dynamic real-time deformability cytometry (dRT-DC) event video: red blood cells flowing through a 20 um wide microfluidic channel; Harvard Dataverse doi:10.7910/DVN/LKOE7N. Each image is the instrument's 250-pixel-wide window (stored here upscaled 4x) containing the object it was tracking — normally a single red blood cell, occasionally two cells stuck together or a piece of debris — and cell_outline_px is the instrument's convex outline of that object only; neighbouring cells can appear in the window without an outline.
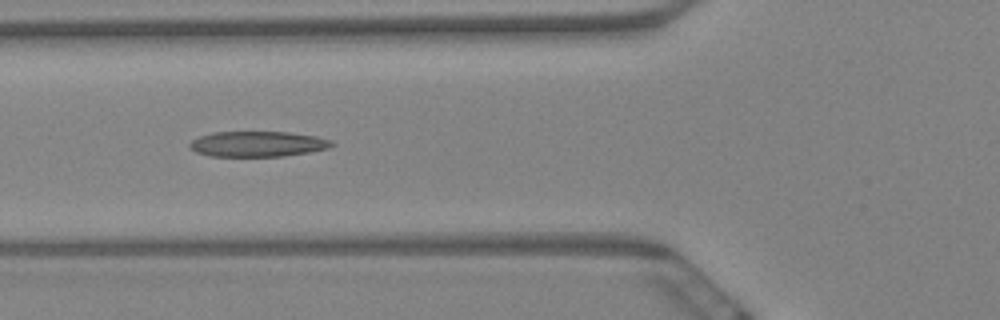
{"species": "Egyptian fruit bat (a non-hibernating species)", "species_latin": "Rousettus aegyptiacus", "temperature_condition": "warm", "stored_images_in_passage": 7, "camera_frame_rate_fps": 3000, "um_per_image_px": 0.085, "animal": {"sex": "female"}, "frame": {"image": 1, "passage_image": 7, "time_ms": 2.0, "image_size_px": [1000, 320], "cell_outline_px": [[336, 144], [328, 148], [308, 152], [284, 156], [208, 156], [196, 152], [188, 148], [188, 144], [192, 140], [200, 136], [212, 132], [288, 132], [316, 136], [332, 140]], "centroid_in_image_um": [21.88, 12.24], "position_along_channel_um": 103.9, "area_um2": 21.15}}